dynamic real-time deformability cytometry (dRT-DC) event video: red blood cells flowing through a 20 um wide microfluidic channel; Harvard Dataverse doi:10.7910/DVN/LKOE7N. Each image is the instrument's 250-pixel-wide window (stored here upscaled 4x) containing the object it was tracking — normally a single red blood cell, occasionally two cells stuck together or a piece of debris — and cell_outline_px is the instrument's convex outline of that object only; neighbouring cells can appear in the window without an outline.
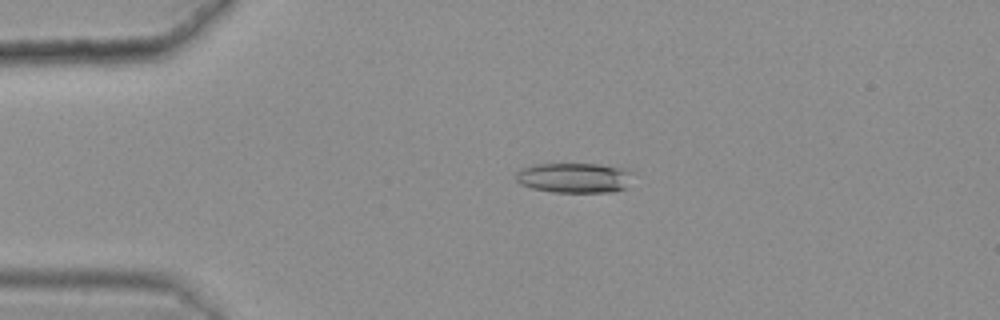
{"species": "common noctule bat (a hibernating species)", "species_latin": "Nyctalus noctula", "temperature_condition": "warm", "stored_images_in_passage": 49, "camera_frame_rate_fps": 3000, "um_per_image_px": 0.085, "animal": {"sex": "female", "body_mass_g": 25.1}, "frame": {"image": 1, "passage_image": 13, "time_ms": 4.0, "image_size_px": [1000, 320], "cell_outline_px": [[636, 172], [628, 188], [612, 192], [552, 192], [532, 188], [520, 184], [516, 180], [516, 172], [520, 168], [532, 164], [600, 164], [624, 168]], "centroid_in_image_um": [48.88, 15.11], "position_along_channel_um": 36.1, "area_um2": 21.04}}
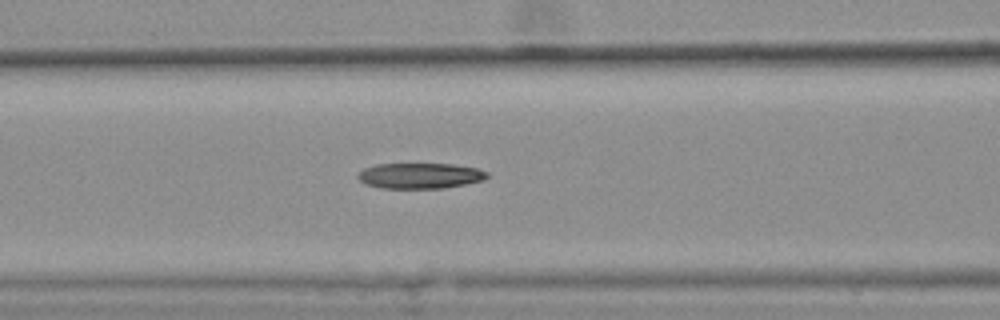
{"frame": {"image": 2, "passage_image": 24, "time_ms": 7.667, "image_size_px": [1000, 320], "cell_outline_px": [[488, 176], [484, 180], [444, 188], [380, 188], [368, 184], [360, 180], [356, 176], [364, 168], [376, 164], [452, 164], [476, 168], [488, 172]], "centroid_in_image_um": [35.71, 14.93], "position_along_channel_um": 130.9, "area_um2": 19.13}}
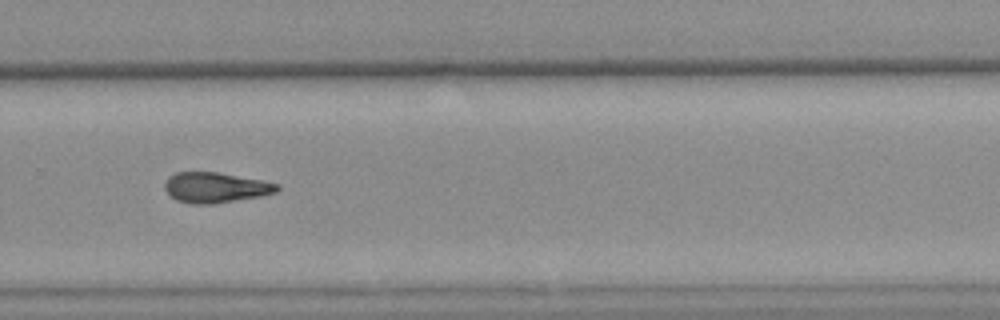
{"frame": {"image": 3, "passage_image": 39, "time_ms": 12.667, "image_size_px": [1000, 320], "cell_outline_px": [[280, 188], [276, 192], [260, 196], [212, 204], [188, 204], [176, 200], [164, 188], [164, 184], [168, 176], [176, 172], [216, 172], [260, 180], [280, 184]], "centroid_in_image_um": [18.29, 15.94], "position_along_channel_um": 311.5, "area_um2": 19.77}, "authors_computed_cell_mechanics": {"area_um2": 20.0566, "velocity_mm_per_s": 3.6216, "shape_relaxation_time_tau1_ms": null, "shape_relaxation_time_tau2_ms": 7.9677, "deformation_change_tau1": null, "deformation_change_tau2": 0.2128}}